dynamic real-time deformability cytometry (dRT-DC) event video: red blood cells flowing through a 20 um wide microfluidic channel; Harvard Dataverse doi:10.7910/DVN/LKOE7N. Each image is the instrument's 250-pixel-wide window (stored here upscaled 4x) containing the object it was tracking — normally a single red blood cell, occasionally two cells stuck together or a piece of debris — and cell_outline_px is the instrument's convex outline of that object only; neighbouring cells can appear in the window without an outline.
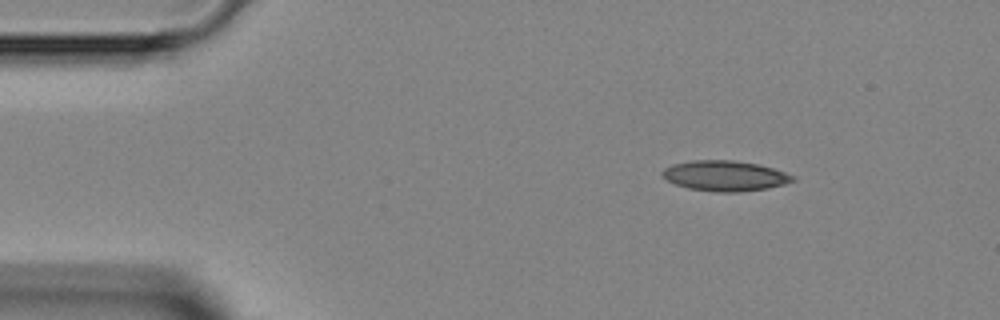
{"species": "Egyptian fruit bat (a non-hibernating species)", "species_latin": "Rousettus aegyptiacus", "temperature_condition": "room temperature", "stored_images_in_passage": 3, "camera_frame_rate_fps": 3000, "um_per_image_px": 0.085, "animal": {"sex": "female"}, "frame": {"image": 1, "passage_image": 1, "time_ms": 0.0, "image_size_px": [1000, 320], "cell_outline_px": [[796, 180], [784, 184], [768, 188], [740, 192], [716, 192], [688, 188], [676, 184], [668, 180], [660, 172], [664, 168], [672, 164], [692, 160], [732, 160], [756, 164], [772, 168], [796, 176]], "centroid_in_image_um": [61.62, 14.94], "position_along_channel_um": 23.4, "area_um2": 23.0}}
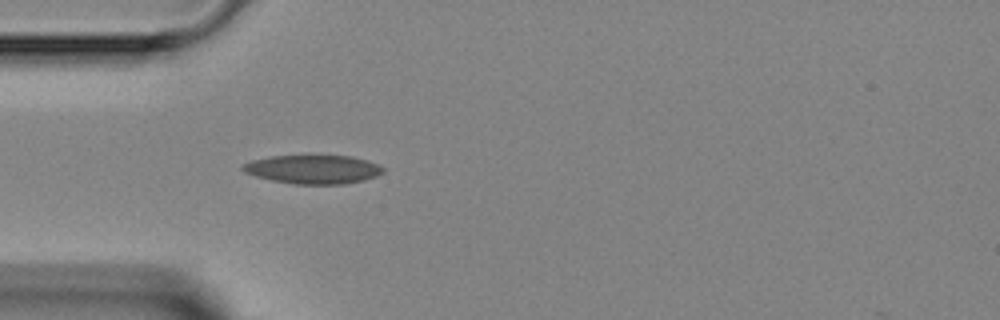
{"frame": {"image": 2, "passage_image": 3, "time_ms": 2.333, "image_size_px": [1000, 320], "cell_outline_px": [[384, 172], [376, 176], [364, 180], [344, 184], [292, 184], [272, 180], [256, 176], [244, 172], [240, 168], [244, 164], [252, 160], [272, 156], [308, 152], [352, 156], [368, 160], [384, 168]], "centroid_in_image_um": [26.61, 14.34], "position_along_channel_um": 58.4, "area_um2": 24.57}}